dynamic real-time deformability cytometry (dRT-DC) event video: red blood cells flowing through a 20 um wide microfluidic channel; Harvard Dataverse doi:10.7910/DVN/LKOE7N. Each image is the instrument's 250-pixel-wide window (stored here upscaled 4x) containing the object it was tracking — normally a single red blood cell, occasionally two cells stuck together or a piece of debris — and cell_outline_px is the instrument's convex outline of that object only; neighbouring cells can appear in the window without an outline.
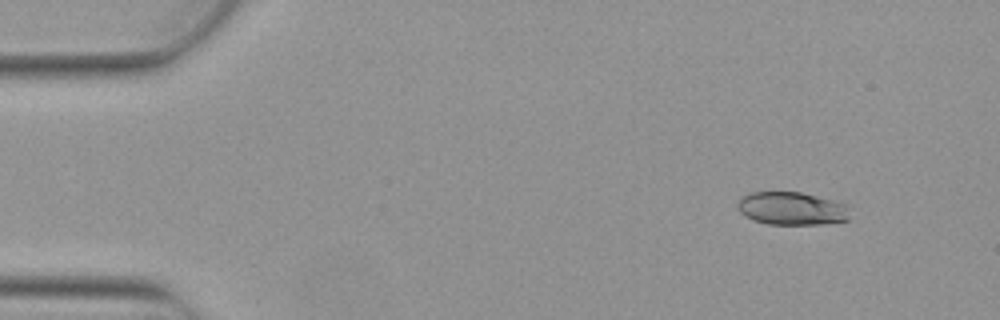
{"species": "Egyptian fruit bat (a non-hibernating species)", "species_latin": "Rousettus aegyptiacus", "temperature_condition": "warm", "stored_images_in_passage": 6, "camera_frame_rate_fps": 3000, "um_per_image_px": 0.085, "animal": {"sex": "female"}, "frame": {"image": 1, "passage_image": 2, "time_ms": 0.333, "image_size_px": [1000, 320], "cell_outline_px": [[848, 220], [824, 224], [768, 224], [752, 220], [744, 216], [736, 208], [740, 196], [748, 192], [800, 192], [832, 200], [844, 204], [848, 208]], "centroid_in_image_um": [67.22, 17.72], "position_along_channel_um": 17.8, "area_um2": 21.68}}
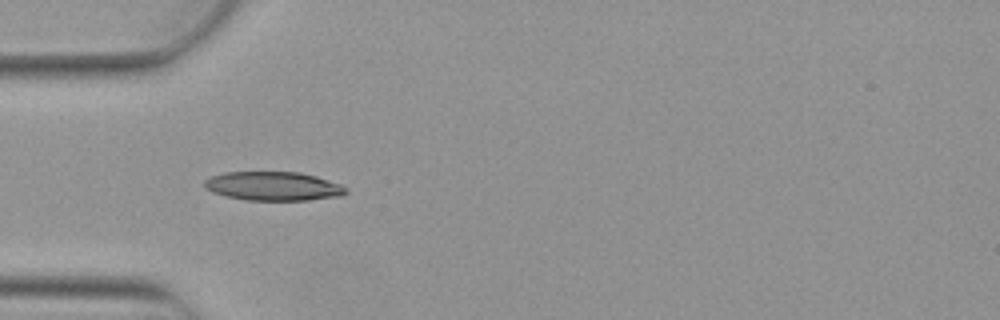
{"frame": {"image": 2, "passage_image": 5, "time_ms": 1.333, "image_size_px": [1000, 320], "cell_outline_px": [[348, 192], [340, 196], [308, 200], [248, 200], [224, 196], [212, 192], [204, 188], [204, 180], [212, 176], [224, 172], [300, 172], [316, 176], [340, 184], [348, 188]], "centroid_in_image_um": [23.22, 15.82], "position_along_channel_um": 61.8, "area_um2": 23.93}}
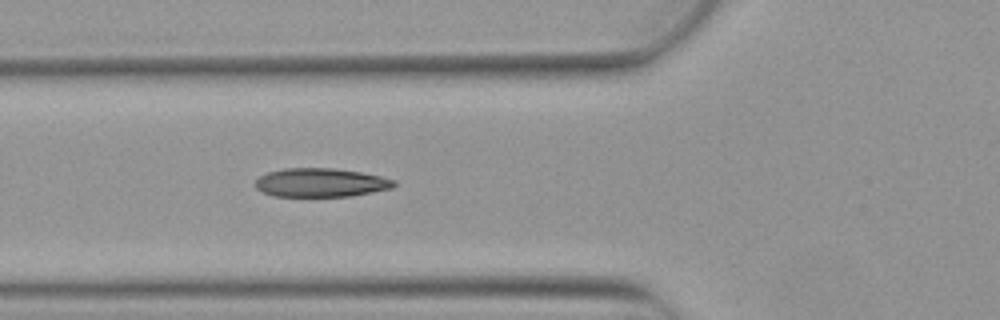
{"frame": {"image": 3, "passage_image": 6, "time_ms": 1.667, "image_size_px": [1000, 320], "cell_outline_px": [[396, 184], [392, 188], [352, 196], [272, 196], [256, 188], [256, 180], [260, 176], [268, 172], [284, 168], [332, 168], [360, 172], [380, 176], [396, 180]], "centroid_in_image_um": [27.27, 15.52], "position_along_channel_um": 98.5, "area_um2": 23.12}}